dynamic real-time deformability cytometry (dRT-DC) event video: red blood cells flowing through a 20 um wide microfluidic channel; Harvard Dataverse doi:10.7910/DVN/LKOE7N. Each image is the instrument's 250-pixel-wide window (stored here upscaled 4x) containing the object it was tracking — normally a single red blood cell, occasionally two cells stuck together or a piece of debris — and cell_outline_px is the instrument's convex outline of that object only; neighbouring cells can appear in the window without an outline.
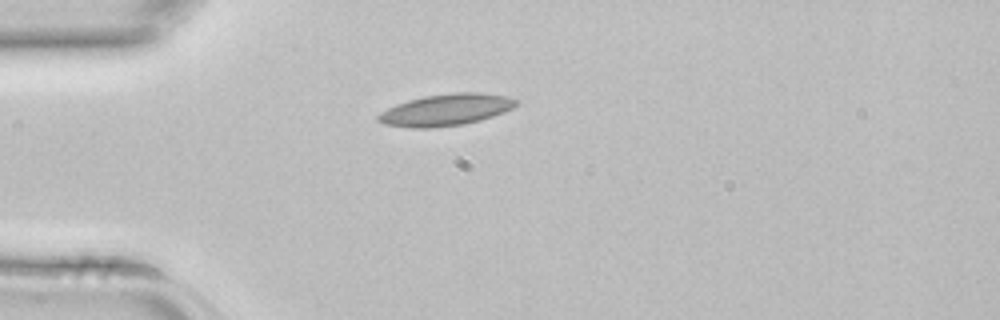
{"species": "common noctule bat (a hibernating species)", "species_latin": "Nyctalus noctula", "temperature_condition": "room temperature", "stored_images_in_passage": 1, "camera_frame_rate_fps": 3000, "um_per_image_px": 0.085, "animal": {"sex": "female", "body_mass_g": 22.7, "forearm_length_mm": 54.2}, "frame": {"image": 1, "passage_image": 1, "time_ms": 0.0, "image_size_px": [1000, 320], "cell_outline_px": [[520, 104], [504, 112], [480, 120], [464, 124], [432, 128], [412, 128], [384, 124], [376, 120], [376, 116], [380, 112], [396, 104], [408, 100], [424, 96], [456, 92], [480, 92], [508, 96], [520, 100]], "centroid_in_image_um": [37.93, 9.33], "position_along_channel_um": 47.1, "area_um2": 25.72}}